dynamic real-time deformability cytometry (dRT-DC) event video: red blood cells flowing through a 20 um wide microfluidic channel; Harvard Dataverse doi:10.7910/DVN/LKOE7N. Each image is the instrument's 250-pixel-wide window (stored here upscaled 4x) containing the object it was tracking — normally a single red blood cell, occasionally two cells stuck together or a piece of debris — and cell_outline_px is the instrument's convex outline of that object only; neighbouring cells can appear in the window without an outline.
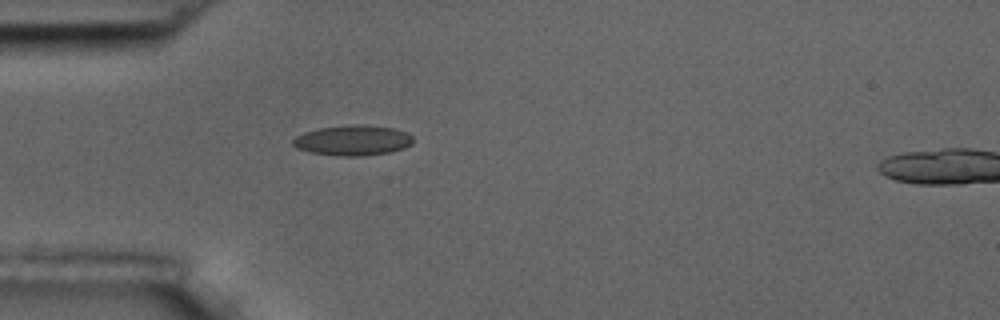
{"species": "common noctule bat (a hibernating species)", "species_latin": "Nyctalus noctula", "temperature_condition": "room temperature", "stored_images_in_passage": 3, "camera_frame_rate_fps": 3000, "um_per_image_px": 0.085, "animal": {"sex": "male", "body_mass_g": 17.5, "forearm_length_mm": 52.3}, "frame": {"image": 1, "passage_image": 2, "time_ms": 1.333, "image_size_px": [1000, 320], "cell_outline_px": [[412, 144], [404, 148], [388, 152], [364, 156], [336, 156], [308, 152], [296, 148], [292, 144], [292, 140], [296, 136], [304, 132], [320, 128], [352, 124], [364, 124], [392, 128], [408, 132], [412, 136]], "centroid_in_image_um": [29.97, 11.93], "position_along_channel_um": 55.0, "area_um2": 21.39}}